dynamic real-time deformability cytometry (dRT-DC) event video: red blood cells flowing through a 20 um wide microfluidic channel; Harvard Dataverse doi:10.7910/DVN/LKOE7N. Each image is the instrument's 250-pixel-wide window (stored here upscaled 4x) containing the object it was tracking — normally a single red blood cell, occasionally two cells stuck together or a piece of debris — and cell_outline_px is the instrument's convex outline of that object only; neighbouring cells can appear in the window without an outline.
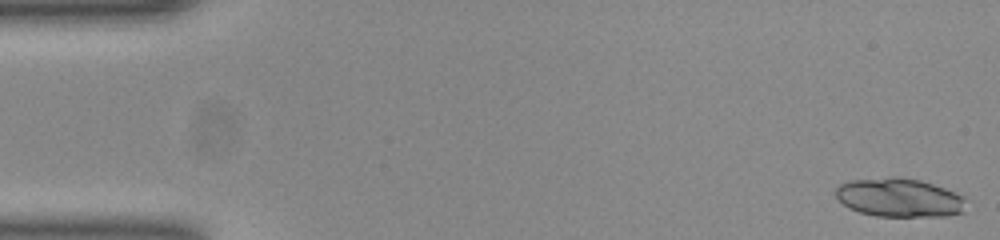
{"species": "common noctule bat (a hibernating species)", "species_latin": "Nyctalus noctula", "temperature_condition": "room temperature", "stored_images_in_passage": 15, "camera_frame_rate_fps": 3000, "um_per_image_px": 0.085, "animal": {"sex": "female", "body_mass_g": 23.0, "forearm_length_mm": 53.4}, "frame": {"image": 1, "passage_image": 1, "time_ms": 0.0, "image_size_px": [1000, 240], "cell_outline_px": [[964, 212], [944, 216], [876, 216], [860, 212], [844, 204], [836, 196], [836, 188], [840, 184], [852, 180], [888, 176], [896, 176], [920, 180], [944, 188], [964, 196]], "centroid_in_image_um": [76.44, 16.79], "position_along_channel_um": 8.6, "area_um2": 29.25}}